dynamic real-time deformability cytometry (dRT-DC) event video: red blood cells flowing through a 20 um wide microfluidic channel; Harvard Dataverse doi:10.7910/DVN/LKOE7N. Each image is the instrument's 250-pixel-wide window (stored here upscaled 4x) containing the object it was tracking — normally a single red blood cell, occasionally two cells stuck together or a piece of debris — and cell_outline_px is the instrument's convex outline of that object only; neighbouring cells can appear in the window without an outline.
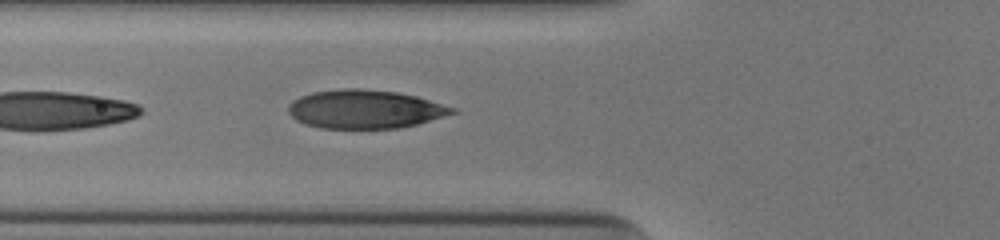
{"species": "human", "species_latin": "Homo sapiens", "temperature_condition": "cold", "stored_images_in_passage": 13, "camera_frame_rate_fps": 3000, "um_per_image_px": 0.085, "donor": {"sex": "male"}, "frame": {"image": 1, "passage_image": 3, "time_ms": 0.667, "image_size_px": [1000, 240], "cell_outline_px": [[460, 112], [416, 124], [400, 128], [320, 128], [304, 124], [296, 120], [288, 112], [288, 104], [292, 100], [300, 96], [312, 92], [340, 88], [360, 88], [396, 92], [416, 96], [456, 108]], "centroid_in_image_um": [31.01, 9.27], "position_along_channel_um": 94.8, "area_um2": 37.05}}
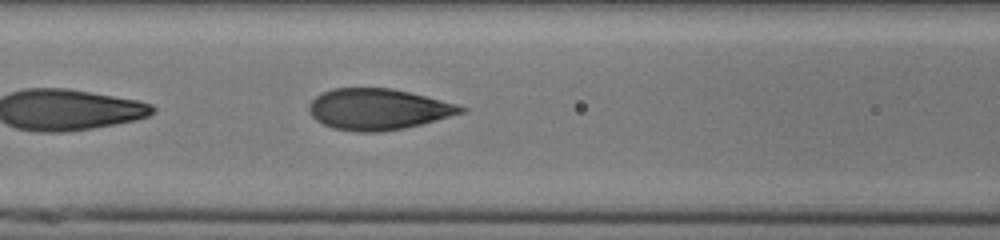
{"frame": {"image": 2, "passage_image": 6, "time_ms": 1.667, "image_size_px": [1000, 240], "cell_outline_px": [[468, 108], [464, 112], [420, 124], [404, 128], [380, 132], [356, 132], [332, 128], [316, 120], [312, 116], [308, 108], [308, 104], [316, 96], [332, 88], [392, 88], [456, 104]], "centroid_in_image_um": [32.09, 9.29], "position_along_channel_um": 134.5, "area_um2": 36.07}}
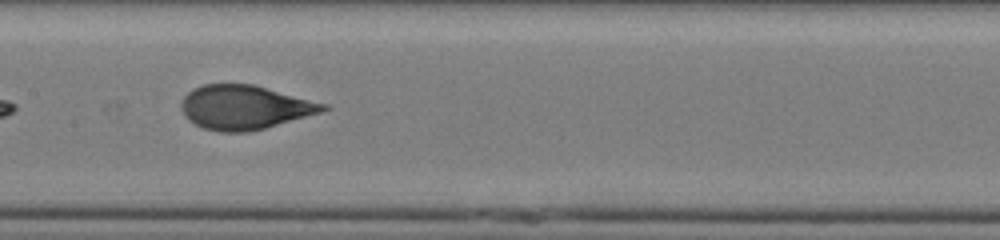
{"frame": {"image": 3, "passage_image": 10, "time_ms": 3.0, "image_size_px": [1000, 240], "cell_outline_px": [[332, 108], [320, 112], [264, 128], [248, 132], [220, 132], [204, 128], [188, 120], [184, 116], [180, 108], [180, 104], [184, 96], [192, 88], [204, 84], [252, 84], [328, 104]], "centroid_in_image_um": [20.76, 9.12], "position_along_channel_um": 186.6, "area_um2": 36.36}}